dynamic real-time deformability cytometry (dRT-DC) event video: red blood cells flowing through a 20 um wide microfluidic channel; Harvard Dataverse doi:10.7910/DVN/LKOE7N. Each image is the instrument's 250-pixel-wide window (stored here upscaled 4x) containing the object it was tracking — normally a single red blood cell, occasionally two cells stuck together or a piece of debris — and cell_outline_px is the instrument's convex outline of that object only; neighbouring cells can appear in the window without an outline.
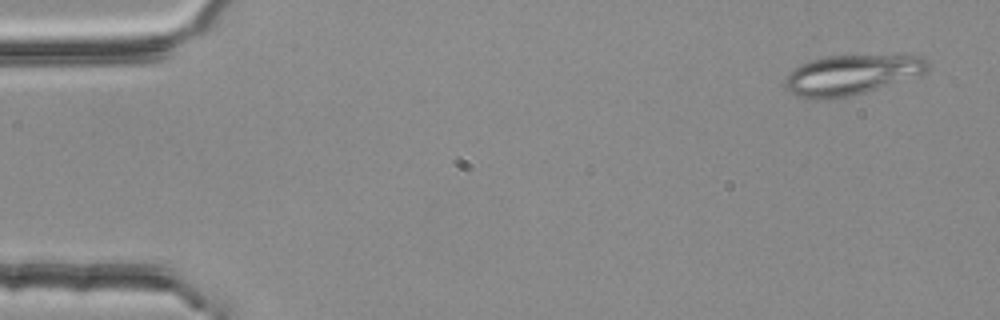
{"species": "common noctule bat (a hibernating species)", "species_latin": "Nyctalus noctula", "temperature_condition": "room temperature", "stored_images_in_passage": 14, "camera_frame_rate_fps": 3000, "um_per_image_px": 0.085, "animal": {"sex": "female", "body_mass_g": 25.1}, "frame": {"image": 1, "passage_image": 3, "time_ms": 0.667, "image_size_px": [1000, 320], "cell_outline_px": [[928, 72], [852, 96], [820, 100], [816, 100], [796, 96], [788, 92], [784, 84], [788, 72], [792, 68], [800, 64], [812, 60], [828, 56], [924, 56], [928, 60]], "centroid_in_image_um": [72.31, 6.38], "position_along_channel_um": 12.7, "area_um2": 33.12}}